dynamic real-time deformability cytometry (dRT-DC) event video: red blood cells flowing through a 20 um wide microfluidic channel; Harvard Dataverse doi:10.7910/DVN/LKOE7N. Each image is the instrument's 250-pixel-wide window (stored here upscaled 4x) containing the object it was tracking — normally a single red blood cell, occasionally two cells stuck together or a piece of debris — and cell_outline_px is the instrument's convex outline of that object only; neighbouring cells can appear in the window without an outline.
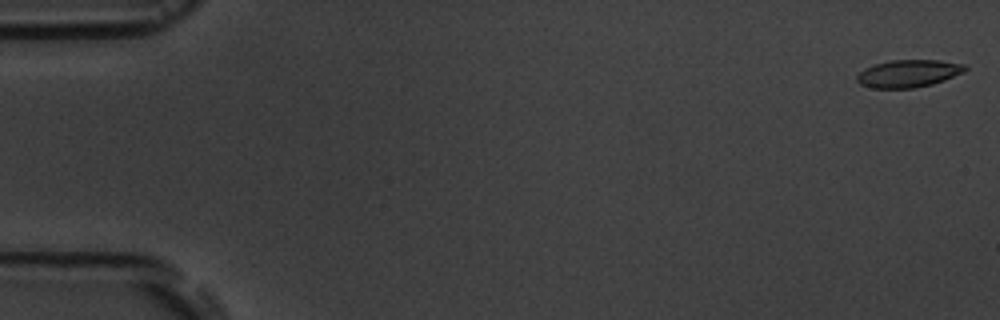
{"species": "common noctule bat (a hibernating species)", "species_latin": "Nyctalus noctula", "temperature_condition": "room temperature", "stored_images_in_passage": 6, "camera_frame_rate_fps": 3000, "um_per_image_px": 0.085, "animal": {"sex": "male", "body_mass_g": 19.5, "forearm_length_mm": 54.6}, "frame": {"image": 1, "passage_image": 1, "time_ms": 0.0, "image_size_px": [1000, 320], "cell_outline_px": [[968, 68], [964, 72], [944, 80], [932, 84], [912, 88], [872, 88], [860, 84], [856, 80], [856, 76], [864, 68], [876, 64], [892, 60], [940, 60], [964, 64]], "centroid_in_image_um": [77.22, 6.24], "position_along_channel_um": 7.8, "area_um2": 17.28}}
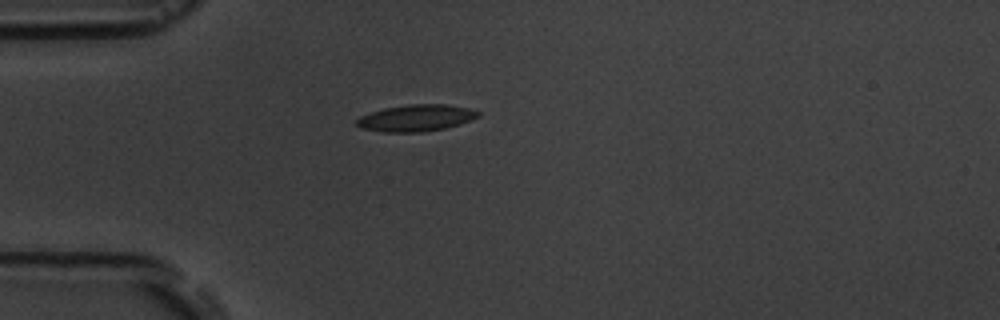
{"frame": {"image": 2, "passage_image": 5, "time_ms": 4.667, "image_size_px": [1000, 320], "cell_outline_px": [[480, 116], [460, 124], [444, 128], [424, 132], [384, 132], [360, 128], [356, 124], [356, 120], [360, 116], [384, 108], [408, 104], [444, 104], [468, 108], [480, 112]], "centroid_in_image_um": [35.36, 10.03], "position_along_channel_um": 49.6, "area_um2": 18.84}}